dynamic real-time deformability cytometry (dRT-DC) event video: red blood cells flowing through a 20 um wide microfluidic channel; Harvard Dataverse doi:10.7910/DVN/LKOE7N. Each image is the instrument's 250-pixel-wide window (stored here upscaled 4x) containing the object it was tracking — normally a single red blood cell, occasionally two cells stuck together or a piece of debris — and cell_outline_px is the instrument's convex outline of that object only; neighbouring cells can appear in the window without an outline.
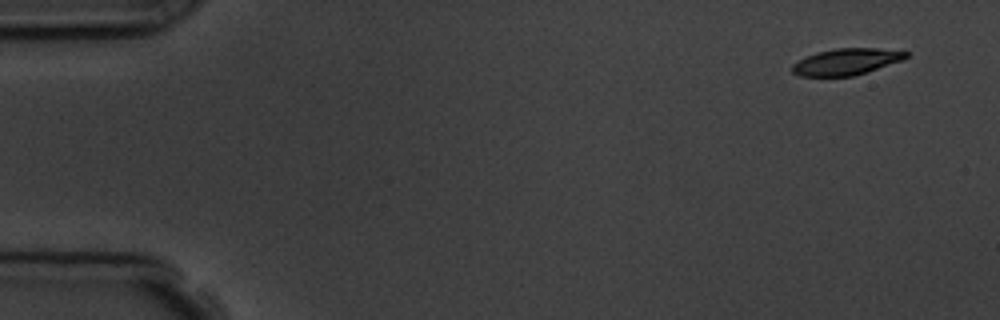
{"species": "common noctule bat (a hibernating species)", "species_latin": "Nyctalus noctula", "temperature_condition": "room temperature", "stored_images_in_passage": 10, "camera_frame_rate_fps": 3000, "um_per_image_px": 0.085, "animal": {"sex": "male", "body_mass_g": 19.5, "forearm_length_mm": 54.6}, "frame": {"image": 1, "passage_image": 1, "time_ms": 0.0, "image_size_px": [1000, 320], "cell_outline_px": [[908, 56], [904, 60], [852, 76], [800, 76], [792, 72], [792, 64], [816, 52], [836, 48], [876, 48], [908, 52]], "centroid_in_image_um": [71.94, 5.24], "position_along_channel_um": 13.1, "area_um2": 17.34}}
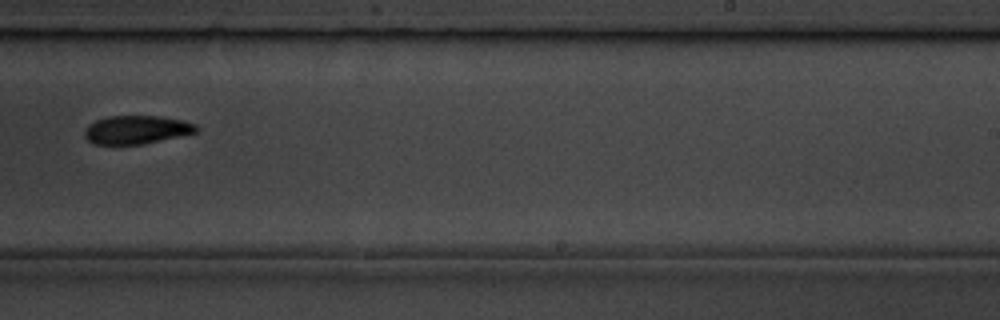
{"frame": {"image": 2, "passage_image": 10, "time_ms": 10.333, "image_size_px": [1000, 320], "cell_outline_px": [[200, 128], [196, 132], [180, 136], [144, 144], [92, 144], [84, 136], [84, 132], [88, 124], [96, 120], [108, 116], [160, 116], [184, 120], [196, 124]], "centroid_in_image_um": [11.61, 11.02], "position_along_channel_um": 277.4, "area_um2": 18.61}}